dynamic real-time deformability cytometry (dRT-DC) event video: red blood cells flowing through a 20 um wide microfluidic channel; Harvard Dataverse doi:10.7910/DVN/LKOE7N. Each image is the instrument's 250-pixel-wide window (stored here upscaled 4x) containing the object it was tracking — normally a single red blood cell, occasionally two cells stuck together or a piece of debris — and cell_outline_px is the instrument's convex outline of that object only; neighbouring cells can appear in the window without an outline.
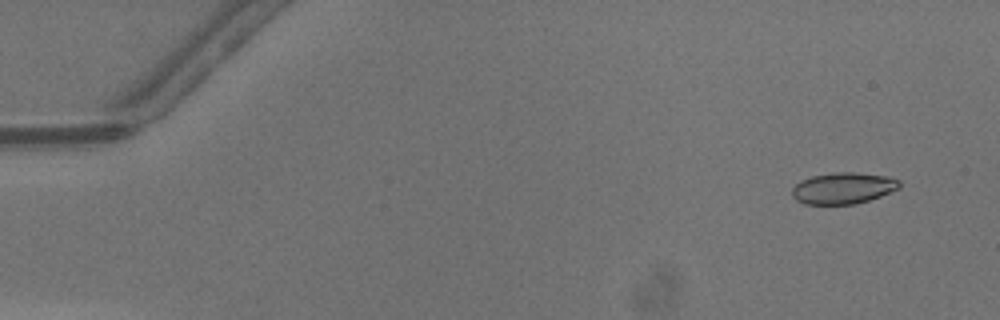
{"species": "common noctule bat (a hibernating species)", "species_latin": "Nyctalus noctula", "temperature_condition": "warm", "stored_images_in_passage": 49, "camera_frame_rate_fps": 3000, "um_per_image_px": 0.085, "animal": {"sex": "male", "body_mass_g": 13.3}, "frame": {"image": 1, "passage_image": 4, "time_ms": 1.0, "image_size_px": [1000, 320], "cell_outline_px": [[900, 188], [880, 196], [856, 204], [804, 204], [796, 200], [792, 196], [792, 188], [800, 180], [812, 176], [836, 172], [852, 172], [884, 176], [900, 180]], "centroid_in_image_um": [71.64, 16.0], "position_along_channel_um": 13.4, "area_um2": 19.54}}
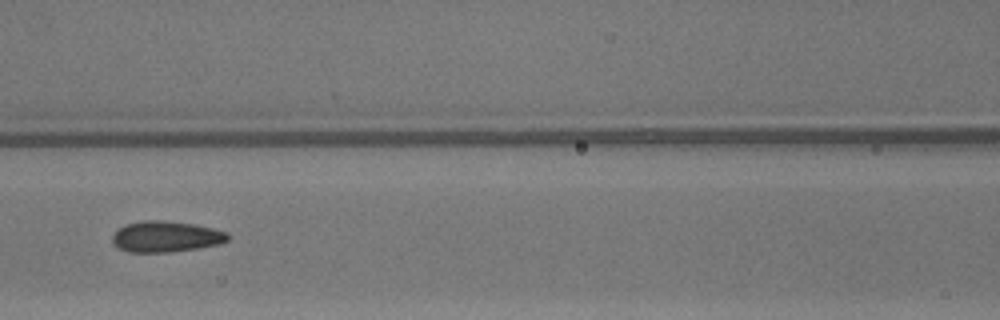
{"frame": {"image": 2, "passage_image": 23, "time_ms": 7.333, "image_size_px": [1000, 320], "cell_outline_px": [[228, 240], [220, 244], [196, 248], [168, 252], [128, 252], [120, 248], [112, 240], [112, 236], [120, 228], [128, 224], [144, 220], [164, 220], [192, 224], [212, 228], [228, 232]], "centroid_in_image_um": [14.13, 20.11], "position_along_channel_um": 152.5, "area_um2": 20.52}}
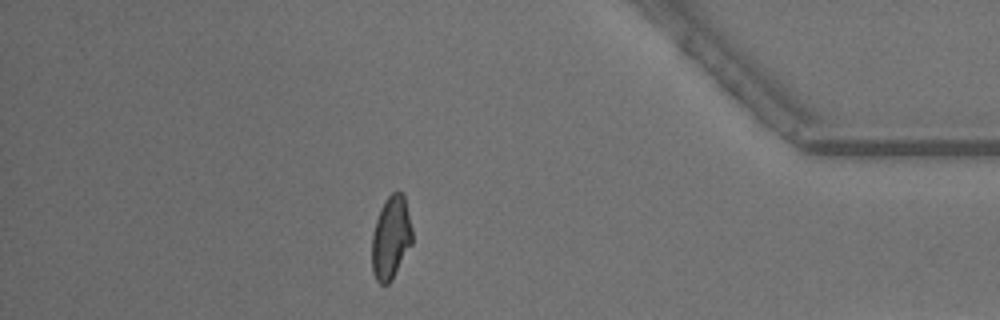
{"frame": {"image": 3, "passage_image": 43, "time_ms": 14.0, "image_size_px": [1000, 320], "cell_outline_px": [[412, 244], [392, 280], [388, 284], [380, 284], [376, 280], [372, 272], [372, 232], [380, 208], [384, 200], [392, 192], [404, 192], [412, 228]], "centroid_in_image_um": [33.23, 20.19], "position_along_channel_um": 402.0, "area_um2": 19.83}, "authors_computed_cell_mechanics": {"area_um2": 20.1144, "velocity_mm_per_s": 4.326, "shape_relaxation_time_tau1_ms": null, "shape_relaxation_time_tau2_ms": 1.0176, "deformation_change_tau1": null, "deformation_change_tau2": 0.0752}}